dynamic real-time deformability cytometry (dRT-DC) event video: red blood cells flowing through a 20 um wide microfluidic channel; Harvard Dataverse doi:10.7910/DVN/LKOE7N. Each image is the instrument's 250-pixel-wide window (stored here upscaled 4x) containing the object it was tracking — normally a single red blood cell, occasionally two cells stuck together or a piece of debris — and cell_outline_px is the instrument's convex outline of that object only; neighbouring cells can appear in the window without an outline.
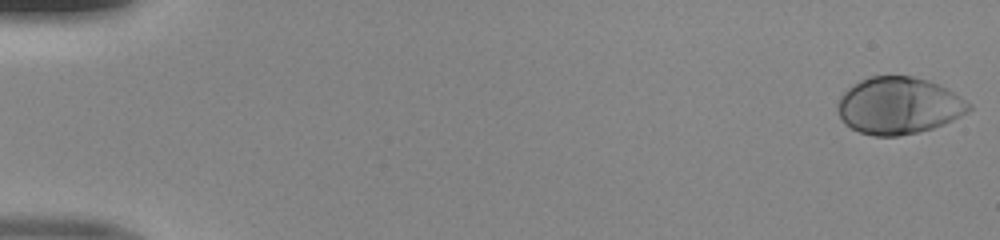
{"species": "human", "species_latin": "Homo sapiens", "temperature_condition": "room temperature", "stored_images_in_passage": 50, "camera_frame_rate_fps": 3000, "um_per_image_px": 0.085, "donor": {"sex": "male"}, "frame": {"image": 1, "passage_image": 1, "time_ms": 0.0, "image_size_px": [1000, 240], "cell_outline_px": [[972, 108], [968, 112], [944, 124], [932, 128], [916, 132], [896, 136], [872, 136], [860, 132], [844, 124], [836, 108], [836, 104], [840, 96], [848, 88], [860, 80], [872, 76], [912, 76], [928, 80], [960, 96], [972, 104]], "centroid_in_image_um": [76.37, 8.98], "position_along_channel_um": 8.6, "area_um2": 43.41}}
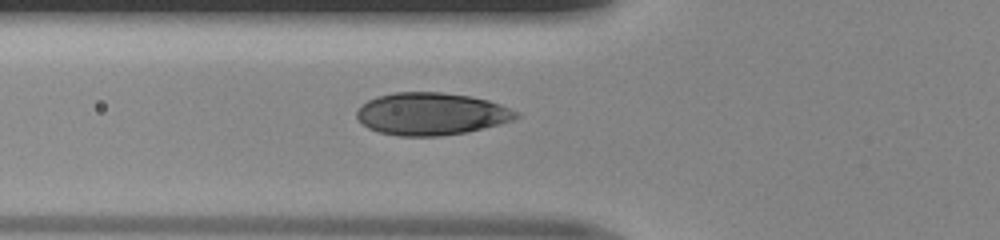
{"frame": {"image": 2, "passage_image": 19, "time_ms": 6.0, "image_size_px": [1000, 240], "cell_outline_px": [[520, 116], [512, 120], [500, 124], [468, 132], [440, 136], [396, 136], [380, 132], [368, 128], [356, 116], [356, 108], [368, 100], [376, 96], [396, 92], [440, 92], [468, 96], [488, 100], [500, 104], [520, 112]], "centroid_in_image_um": [36.66, 9.68], "position_along_channel_um": 89.1, "area_um2": 39.54}}
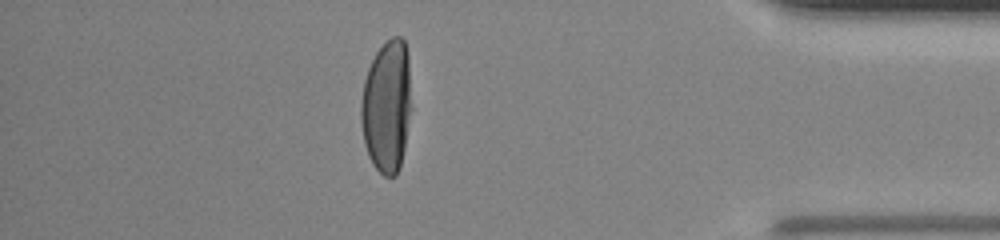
{"frame": {"image": 3, "passage_image": 44, "time_ms": 14.333, "image_size_px": [1000, 240], "cell_outline_px": [[412, 108], [400, 168], [396, 176], [384, 176], [372, 164], [368, 156], [364, 144], [360, 120], [360, 104], [364, 80], [368, 68], [376, 52], [392, 36], [400, 36], [404, 40], [408, 56]], "centroid_in_image_um": [32.88, 9.05], "position_along_channel_um": 402.3, "area_um2": 39.42}}